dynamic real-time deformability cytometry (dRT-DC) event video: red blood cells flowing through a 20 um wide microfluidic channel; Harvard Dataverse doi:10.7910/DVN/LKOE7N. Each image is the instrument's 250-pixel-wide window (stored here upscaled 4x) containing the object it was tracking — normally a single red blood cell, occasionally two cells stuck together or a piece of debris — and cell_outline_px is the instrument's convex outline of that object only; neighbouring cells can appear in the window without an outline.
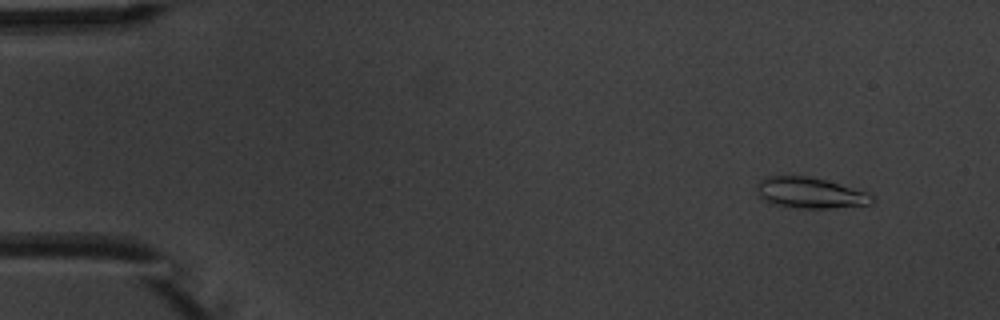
{"species": "common noctule bat (a hibernating species)", "species_latin": "Nyctalus noctula", "temperature_condition": "warm", "stored_images_in_passage": 5, "camera_frame_rate_fps": 3000, "um_per_image_px": 0.085, "animal": {"sex": "male", "body_mass_g": 20.1, "forearm_length_mm": 53.5}, "frame": {"image": 1, "passage_image": 1, "time_ms": 0.0, "image_size_px": [1000, 320], "cell_outline_px": [[876, 200], [872, 204], [832, 208], [804, 208], [772, 204], [756, 196], [756, 184], [760, 180], [768, 176], [808, 176], [824, 180], [868, 192]], "centroid_in_image_um": [68.83, 16.4], "position_along_channel_um": 16.2, "area_um2": 20.75}}
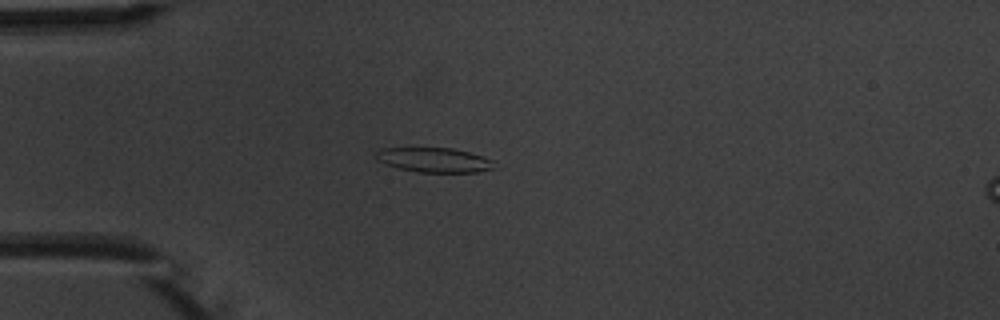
{"frame": {"image": 2, "passage_image": 4, "time_ms": 3.333, "image_size_px": [1000, 320], "cell_outline_px": [[500, 168], [476, 172], [416, 172], [396, 168], [384, 164], [376, 160], [376, 148], [452, 148], [468, 152], [492, 160]], "centroid_in_image_um": [36.88, 13.61], "position_along_channel_um": 48.1, "area_um2": 17.22}}